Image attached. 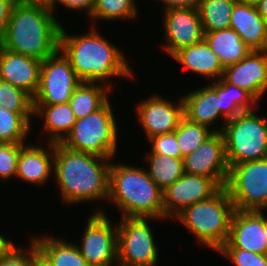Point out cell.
Returning a JSON list of instances; mask_svg holds the SVG:
<instances>
[{"mask_svg": "<svg viewBox=\"0 0 267 266\" xmlns=\"http://www.w3.org/2000/svg\"><path fill=\"white\" fill-rule=\"evenodd\" d=\"M14 246L15 243L11 242L8 238H5L4 235H0V259L3 258Z\"/></svg>", "mask_w": 267, "mask_h": 266, "instance_id": "cell-41", "label": "cell"}, {"mask_svg": "<svg viewBox=\"0 0 267 266\" xmlns=\"http://www.w3.org/2000/svg\"><path fill=\"white\" fill-rule=\"evenodd\" d=\"M264 236L267 243V218L264 216Z\"/></svg>", "mask_w": 267, "mask_h": 266, "instance_id": "cell-45", "label": "cell"}, {"mask_svg": "<svg viewBox=\"0 0 267 266\" xmlns=\"http://www.w3.org/2000/svg\"><path fill=\"white\" fill-rule=\"evenodd\" d=\"M183 165L185 173L213 179L225 187L229 167L222 132H214L192 153L184 156Z\"/></svg>", "mask_w": 267, "mask_h": 266, "instance_id": "cell-13", "label": "cell"}, {"mask_svg": "<svg viewBox=\"0 0 267 266\" xmlns=\"http://www.w3.org/2000/svg\"><path fill=\"white\" fill-rule=\"evenodd\" d=\"M81 82L69 59L58 49L41 62L39 88L33 105L68 103Z\"/></svg>", "mask_w": 267, "mask_h": 266, "instance_id": "cell-10", "label": "cell"}, {"mask_svg": "<svg viewBox=\"0 0 267 266\" xmlns=\"http://www.w3.org/2000/svg\"><path fill=\"white\" fill-rule=\"evenodd\" d=\"M25 143H0V180L16 177L20 150Z\"/></svg>", "mask_w": 267, "mask_h": 266, "instance_id": "cell-34", "label": "cell"}, {"mask_svg": "<svg viewBox=\"0 0 267 266\" xmlns=\"http://www.w3.org/2000/svg\"><path fill=\"white\" fill-rule=\"evenodd\" d=\"M49 149L39 144H26L19 153L16 177L22 181L37 186H42L54 169V143H49Z\"/></svg>", "mask_w": 267, "mask_h": 266, "instance_id": "cell-20", "label": "cell"}, {"mask_svg": "<svg viewBox=\"0 0 267 266\" xmlns=\"http://www.w3.org/2000/svg\"><path fill=\"white\" fill-rule=\"evenodd\" d=\"M35 266H50L40 257L38 249H37V262L35 263Z\"/></svg>", "mask_w": 267, "mask_h": 266, "instance_id": "cell-44", "label": "cell"}, {"mask_svg": "<svg viewBox=\"0 0 267 266\" xmlns=\"http://www.w3.org/2000/svg\"><path fill=\"white\" fill-rule=\"evenodd\" d=\"M34 112H12L0 108V143H24L31 133Z\"/></svg>", "mask_w": 267, "mask_h": 266, "instance_id": "cell-30", "label": "cell"}, {"mask_svg": "<svg viewBox=\"0 0 267 266\" xmlns=\"http://www.w3.org/2000/svg\"><path fill=\"white\" fill-rule=\"evenodd\" d=\"M255 6L259 15L267 22V0H258Z\"/></svg>", "mask_w": 267, "mask_h": 266, "instance_id": "cell-42", "label": "cell"}, {"mask_svg": "<svg viewBox=\"0 0 267 266\" xmlns=\"http://www.w3.org/2000/svg\"><path fill=\"white\" fill-rule=\"evenodd\" d=\"M136 0H95V6L90 18L116 21L120 19L133 20L138 17ZM137 16V17H136Z\"/></svg>", "mask_w": 267, "mask_h": 266, "instance_id": "cell-31", "label": "cell"}, {"mask_svg": "<svg viewBox=\"0 0 267 266\" xmlns=\"http://www.w3.org/2000/svg\"><path fill=\"white\" fill-rule=\"evenodd\" d=\"M15 1L23 4L42 5L49 8L53 0H15Z\"/></svg>", "mask_w": 267, "mask_h": 266, "instance_id": "cell-43", "label": "cell"}, {"mask_svg": "<svg viewBox=\"0 0 267 266\" xmlns=\"http://www.w3.org/2000/svg\"><path fill=\"white\" fill-rule=\"evenodd\" d=\"M34 116L44 123L43 130L48 135V143H61L70 133L76 118L69 103L33 105Z\"/></svg>", "mask_w": 267, "mask_h": 266, "instance_id": "cell-24", "label": "cell"}, {"mask_svg": "<svg viewBox=\"0 0 267 266\" xmlns=\"http://www.w3.org/2000/svg\"><path fill=\"white\" fill-rule=\"evenodd\" d=\"M244 111L222 129L228 167L267 158V117Z\"/></svg>", "mask_w": 267, "mask_h": 266, "instance_id": "cell-7", "label": "cell"}, {"mask_svg": "<svg viewBox=\"0 0 267 266\" xmlns=\"http://www.w3.org/2000/svg\"><path fill=\"white\" fill-rule=\"evenodd\" d=\"M238 0H200L197 10L203 32L228 29L231 13Z\"/></svg>", "mask_w": 267, "mask_h": 266, "instance_id": "cell-29", "label": "cell"}, {"mask_svg": "<svg viewBox=\"0 0 267 266\" xmlns=\"http://www.w3.org/2000/svg\"><path fill=\"white\" fill-rule=\"evenodd\" d=\"M54 235L32 236L40 257L50 266H89L77 244Z\"/></svg>", "mask_w": 267, "mask_h": 266, "instance_id": "cell-23", "label": "cell"}, {"mask_svg": "<svg viewBox=\"0 0 267 266\" xmlns=\"http://www.w3.org/2000/svg\"><path fill=\"white\" fill-rule=\"evenodd\" d=\"M210 86L220 97V113L227 120L244 111L258 110L259 102L249 92L228 83L223 77L217 81L212 80Z\"/></svg>", "mask_w": 267, "mask_h": 266, "instance_id": "cell-26", "label": "cell"}, {"mask_svg": "<svg viewBox=\"0 0 267 266\" xmlns=\"http://www.w3.org/2000/svg\"><path fill=\"white\" fill-rule=\"evenodd\" d=\"M163 32L165 52L170 57L179 49L191 46L204 38L197 8H169L163 10Z\"/></svg>", "mask_w": 267, "mask_h": 266, "instance_id": "cell-14", "label": "cell"}, {"mask_svg": "<svg viewBox=\"0 0 267 266\" xmlns=\"http://www.w3.org/2000/svg\"><path fill=\"white\" fill-rule=\"evenodd\" d=\"M170 101L157 94L150 95L136 106V115L147 140L153 136L174 132L184 117L183 99Z\"/></svg>", "mask_w": 267, "mask_h": 266, "instance_id": "cell-15", "label": "cell"}, {"mask_svg": "<svg viewBox=\"0 0 267 266\" xmlns=\"http://www.w3.org/2000/svg\"><path fill=\"white\" fill-rule=\"evenodd\" d=\"M12 112H34L33 98L24 90L0 79V108Z\"/></svg>", "mask_w": 267, "mask_h": 266, "instance_id": "cell-33", "label": "cell"}, {"mask_svg": "<svg viewBox=\"0 0 267 266\" xmlns=\"http://www.w3.org/2000/svg\"><path fill=\"white\" fill-rule=\"evenodd\" d=\"M111 159L54 143V178L63 203L107 200Z\"/></svg>", "mask_w": 267, "mask_h": 266, "instance_id": "cell-2", "label": "cell"}, {"mask_svg": "<svg viewBox=\"0 0 267 266\" xmlns=\"http://www.w3.org/2000/svg\"><path fill=\"white\" fill-rule=\"evenodd\" d=\"M15 2V0H0V43L5 36L10 13Z\"/></svg>", "mask_w": 267, "mask_h": 266, "instance_id": "cell-39", "label": "cell"}, {"mask_svg": "<svg viewBox=\"0 0 267 266\" xmlns=\"http://www.w3.org/2000/svg\"><path fill=\"white\" fill-rule=\"evenodd\" d=\"M30 244L29 250L23 249L16 244L0 259V266H35L37 262V246L32 239Z\"/></svg>", "mask_w": 267, "mask_h": 266, "instance_id": "cell-35", "label": "cell"}, {"mask_svg": "<svg viewBox=\"0 0 267 266\" xmlns=\"http://www.w3.org/2000/svg\"><path fill=\"white\" fill-rule=\"evenodd\" d=\"M144 160L149 162L148 169L146 168L149 177L162 191L185 173L183 159L160 154H146Z\"/></svg>", "mask_w": 267, "mask_h": 266, "instance_id": "cell-28", "label": "cell"}, {"mask_svg": "<svg viewBox=\"0 0 267 266\" xmlns=\"http://www.w3.org/2000/svg\"><path fill=\"white\" fill-rule=\"evenodd\" d=\"M205 86L182 96L184 117L208 128L221 117L224 121L221 127L219 125V128L211 127V129L214 132H222L227 119L220 113V97L210 85Z\"/></svg>", "mask_w": 267, "mask_h": 266, "instance_id": "cell-21", "label": "cell"}, {"mask_svg": "<svg viewBox=\"0 0 267 266\" xmlns=\"http://www.w3.org/2000/svg\"><path fill=\"white\" fill-rule=\"evenodd\" d=\"M117 127L108 99L97 111L76 120L61 144L74 151L115 159L119 136Z\"/></svg>", "mask_w": 267, "mask_h": 266, "instance_id": "cell-6", "label": "cell"}, {"mask_svg": "<svg viewBox=\"0 0 267 266\" xmlns=\"http://www.w3.org/2000/svg\"><path fill=\"white\" fill-rule=\"evenodd\" d=\"M95 210L88 217L85 232L81 237L82 246L76 243L77 247L89 266H117V225L111 222L105 209Z\"/></svg>", "mask_w": 267, "mask_h": 266, "instance_id": "cell-11", "label": "cell"}, {"mask_svg": "<svg viewBox=\"0 0 267 266\" xmlns=\"http://www.w3.org/2000/svg\"><path fill=\"white\" fill-rule=\"evenodd\" d=\"M109 168L108 201L122 217H153L164 220L163 191L146 168L114 164Z\"/></svg>", "mask_w": 267, "mask_h": 266, "instance_id": "cell-4", "label": "cell"}, {"mask_svg": "<svg viewBox=\"0 0 267 266\" xmlns=\"http://www.w3.org/2000/svg\"><path fill=\"white\" fill-rule=\"evenodd\" d=\"M225 188L236 210L267 209V158L230 166Z\"/></svg>", "mask_w": 267, "mask_h": 266, "instance_id": "cell-8", "label": "cell"}, {"mask_svg": "<svg viewBox=\"0 0 267 266\" xmlns=\"http://www.w3.org/2000/svg\"><path fill=\"white\" fill-rule=\"evenodd\" d=\"M162 2L163 10H167L169 8H197L200 0H159Z\"/></svg>", "mask_w": 267, "mask_h": 266, "instance_id": "cell-40", "label": "cell"}, {"mask_svg": "<svg viewBox=\"0 0 267 266\" xmlns=\"http://www.w3.org/2000/svg\"><path fill=\"white\" fill-rule=\"evenodd\" d=\"M41 62L0 46V79L24 90L34 98L39 88Z\"/></svg>", "mask_w": 267, "mask_h": 266, "instance_id": "cell-18", "label": "cell"}, {"mask_svg": "<svg viewBox=\"0 0 267 266\" xmlns=\"http://www.w3.org/2000/svg\"><path fill=\"white\" fill-rule=\"evenodd\" d=\"M98 32L93 26L86 34L70 35L62 25L59 49L82 82L101 83L112 90L107 80L120 76L131 79L134 73L122 50Z\"/></svg>", "mask_w": 267, "mask_h": 266, "instance_id": "cell-1", "label": "cell"}, {"mask_svg": "<svg viewBox=\"0 0 267 266\" xmlns=\"http://www.w3.org/2000/svg\"><path fill=\"white\" fill-rule=\"evenodd\" d=\"M235 206L225 187L211 198L186 207L175 218L199 243L217 252L229 237Z\"/></svg>", "mask_w": 267, "mask_h": 266, "instance_id": "cell-5", "label": "cell"}, {"mask_svg": "<svg viewBox=\"0 0 267 266\" xmlns=\"http://www.w3.org/2000/svg\"><path fill=\"white\" fill-rule=\"evenodd\" d=\"M251 50H267V22L254 3L238 0L231 13L230 27Z\"/></svg>", "mask_w": 267, "mask_h": 266, "instance_id": "cell-19", "label": "cell"}, {"mask_svg": "<svg viewBox=\"0 0 267 266\" xmlns=\"http://www.w3.org/2000/svg\"><path fill=\"white\" fill-rule=\"evenodd\" d=\"M242 1H246V2H250V3H256L258 0H242Z\"/></svg>", "mask_w": 267, "mask_h": 266, "instance_id": "cell-46", "label": "cell"}, {"mask_svg": "<svg viewBox=\"0 0 267 266\" xmlns=\"http://www.w3.org/2000/svg\"><path fill=\"white\" fill-rule=\"evenodd\" d=\"M214 133L210 128L193 123L183 117L176 129L177 144L181 150L182 156L192 153L208 137Z\"/></svg>", "mask_w": 267, "mask_h": 266, "instance_id": "cell-32", "label": "cell"}, {"mask_svg": "<svg viewBox=\"0 0 267 266\" xmlns=\"http://www.w3.org/2000/svg\"><path fill=\"white\" fill-rule=\"evenodd\" d=\"M223 257L235 266H267V254H256L242 249H219Z\"/></svg>", "mask_w": 267, "mask_h": 266, "instance_id": "cell-37", "label": "cell"}, {"mask_svg": "<svg viewBox=\"0 0 267 266\" xmlns=\"http://www.w3.org/2000/svg\"><path fill=\"white\" fill-rule=\"evenodd\" d=\"M264 215L263 211L235 210L229 237L220 249H242L256 254H267Z\"/></svg>", "mask_w": 267, "mask_h": 266, "instance_id": "cell-16", "label": "cell"}, {"mask_svg": "<svg viewBox=\"0 0 267 266\" xmlns=\"http://www.w3.org/2000/svg\"><path fill=\"white\" fill-rule=\"evenodd\" d=\"M59 3L62 6L64 5V7L68 8V10L72 11H77L79 12V10L86 12L87 16H91V14L93 13L94 10V6H95V0H53L51 6L49 7V9L53 12L54 10L56 11V9H54L55 7H57L55 4Z\"/></svg>", "mask_w": 267, "mask_h": 266, "instance_id": "cell-38", "label": "cell"}, {"mask_svg": "<svg viewBox=\"0 0 267 266\" xmlns=\"http://www.w3.org/2000/svg\"><path fill=\"white\" fill-rule=\"evenodd\" d=\"M57 18L46 6L15 2L0 46L43 61L59 49Z\"/></svg>", "mask_w": 267, "mask_h": 266, "instance_id": "cell-3", "label": "cell"}, {"mask_svg": "<svg viewBox=\"0 0 267 266\" xmlns=\"http://www.w3.org/2000/svg\"><path fill=\"white\" fill-rule=\"evenodd\" d=\"M223 78L259 102L267 92V50H251L240 62L225 67Z\"/></svg>", "mask_w": 267, "mask_h": 266, "instance_id": "cell-17", "label": "cell"}, {"mask_svg": "<svg viewBox=\"0 0 267 266\" xmlns=\"http://www.w3.org/2000/svg\"><path fill=\"white\" fill-rule=\"evenodd\" d=\"M148 143L151 145V152L149 151L146 154H160L183 159L181 150L177 144L176 130L171 133L153 136L148 139Z\"/></svg>", "mask_w": 267, "mask_h": 266, "instance_id": "cell-36", "label": "cell"}, {"mask_svg": "<svg viewBox=\"0 0 267 266\" xmlns=\"http://www.w3.org/2000/svg\"><path fill=\"white\" fill-rule=\"evenodd\" d=\"M204 40L217 55L224 68L240 62L251 51L240 39L239 34L231 28L204 32Z\"/></svg>", "mask_w": 267, "mask_h": 266, "instance_id": "cell-25", "label": "cell"}, {"mask_svg": "<svg viewBox=\"0 0 267 266\" xmlns=\"http://www.w3.org/2000/svg\"><path fill=\"white\" fill-rule=\"evenodd\" d=\"M171 57L185 69L206 78L217 81L223 77L224 67L204 38L196 44L179 49Z\"/></svg>", "mask_w": 267, "mask_h": 266, "instance_id": "cell-22", "label": "cell"}, {"mask_svg": "<svg viewBox=\"0 0 267 266\" xmlns=\"http://www.w3.org/2000/svg\"><path fill=\"white\" fill-rule=\"evenodd\" d=\"M221 188L213 179L184 173L163 190L164 219H175L186 207L211 198Z\"/></svg>", "mask_w": 267, "mask_h": 266, "instance_id": "cell-12", "label": "cell"}, {"mask_svg": "<svg viewBox=\"0 0 267 266\" xmlns=\"http://www.w3.org/2000/svg\"><path fill=\"white\" fill-rule=\"evenodd\" d=\"M153 217H122L117 224V266H158V248L149 220Z\"/></svg>", "mask_w": 267, "mask_h": 266, "instance_id": "cell-9", "label": "cell"}, {"mask_svg": "<svg viewBox=\"0 0 267 266\" xmlns=\"http://www.w3.org/2000/svg\"><path fill=\"white\" fill-rule=\"evenodd\" d=\"M101 85L99 83L81 82L74 90L68 103L76 120L97 111L109 99L108 95L111 89Z\"/></svg>", "mask_w": 267, "mask_h": 266, "instance_id": "cell-27", "label": "cell"}]
</instances>
